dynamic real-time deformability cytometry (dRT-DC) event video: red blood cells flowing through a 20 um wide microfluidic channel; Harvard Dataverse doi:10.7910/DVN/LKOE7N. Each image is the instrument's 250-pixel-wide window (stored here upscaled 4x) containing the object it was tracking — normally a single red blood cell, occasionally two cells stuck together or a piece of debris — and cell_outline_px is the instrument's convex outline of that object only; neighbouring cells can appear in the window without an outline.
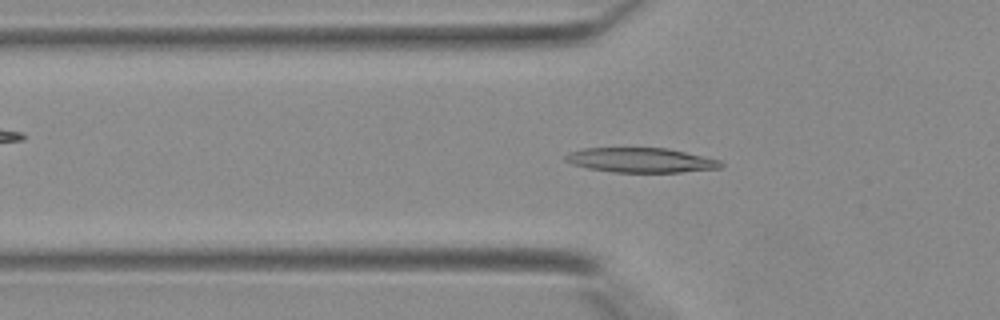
{"species": "Egyptian fruit bat (a non-hibernating species)", "species_latin": "Rousettus aegyptiacus", "temperature_condition": "warm", "stored_images_in_passage": 41, "camera_frame_rate_fps": 3000, "um_per_image_px": 0.085, "animal": {"sex": "female"}, "frame": {"image": 1, "passage_image": 14, "time_ms": 4.333, "image_size_px": [1000, 320], "cell_outline_px": [[724, 164], [720, 168], [680, 172], [612, 172], [588, 168], [572, 164], [564, 160], [564, 156], [572, 152], [584, 148], [668, 148], [720, 160]], "centroid_in_image_um": [54.47, 13.61], "position_along_channel_um": 71.3, "area_um2": 22.2}}
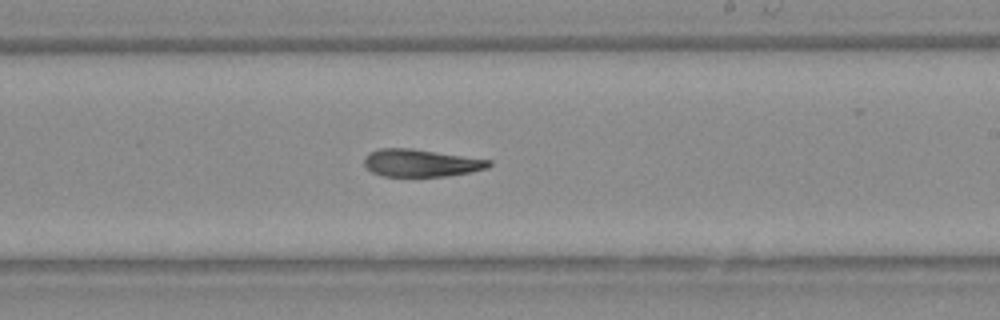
{"frame": {"image": 2, "passage_image": 25, "time_ms": 8.0, "image_size_px": [1000, 320], "cell_outline_px": [[492, 164], [488, 168], [468, 172], [444, 176], [384, 176], [372, 172], [364, 164], [364, 156], [368, 152], [380, 148], [412, 148], [492, 160]], "centroid_in_image_um": [35.76, 13.84], "position_along_channel_um": 253.2, "area_um2": 19.94}}
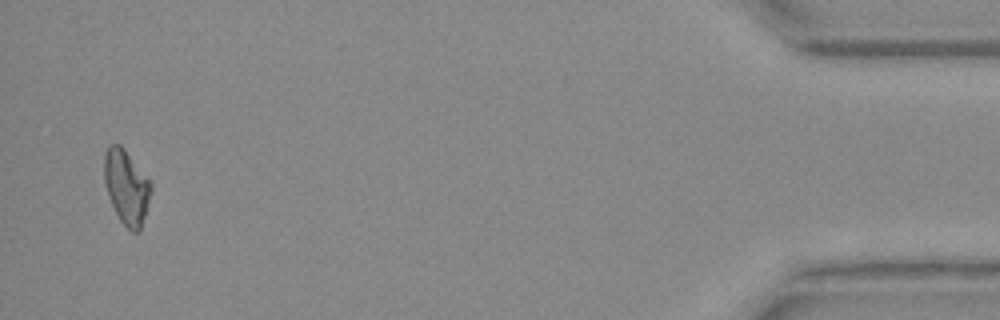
{"frame": {"image": 3, "passage_image": 40, "time_ms": 13.0, "image_size_px": [1000, 320], "cell_outline_px": [[152, 192], [140, 232], [132, 232], [120, 220], [108, 196], [104, 180], [104, 156], [108, 144], [120, 144], [124, 148], [152, 180]], "centroid_in_image_um": [10.78, 15.87], "position_along_channel_um": 424.4, "area_um2": 20.63}}